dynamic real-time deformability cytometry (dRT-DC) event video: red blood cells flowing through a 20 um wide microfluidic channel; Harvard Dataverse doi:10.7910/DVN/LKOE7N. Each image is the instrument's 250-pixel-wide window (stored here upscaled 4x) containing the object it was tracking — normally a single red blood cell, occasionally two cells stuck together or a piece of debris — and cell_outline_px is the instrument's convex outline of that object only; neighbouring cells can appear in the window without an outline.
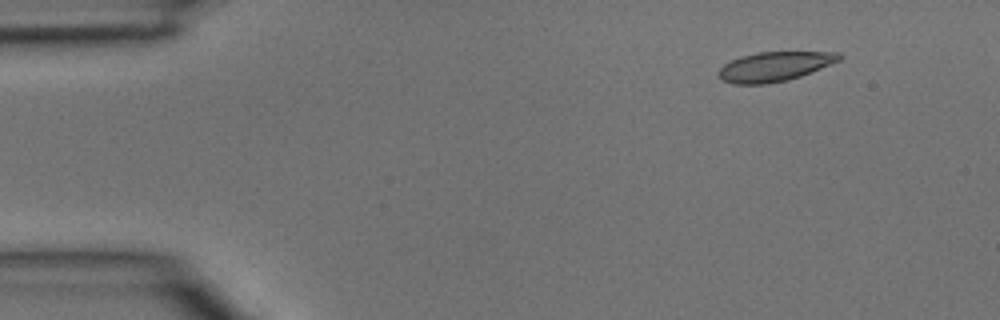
{"species": "common noctule bat (a hibernating species)", "species_latin": "Nyctalus noctula", "temperature_condition": "room temperature", "stored_images_in_passage": 3, "camera_frame_rate_fps": 3000, "um_per_image_px": 0.085, "animal": {"sex": "male", "body_mass_g": 15.6}, "frame": {"image": 1, "passage_image": 1, "time_ms": 0.0, "image_size_px": [1000, 320], "cell_outline_px": [[844, 56], [840, 60], [800, 76], [788, 80], [768, 84], [732, 84], [720, 80], [716, 72], [724, 64], [732, 60], [756, 52], [840, 52]], "centroid_in_image_um": [65.81, 5.66], "position_along_channel_um": 19.2, "area_um2": 20.75}}
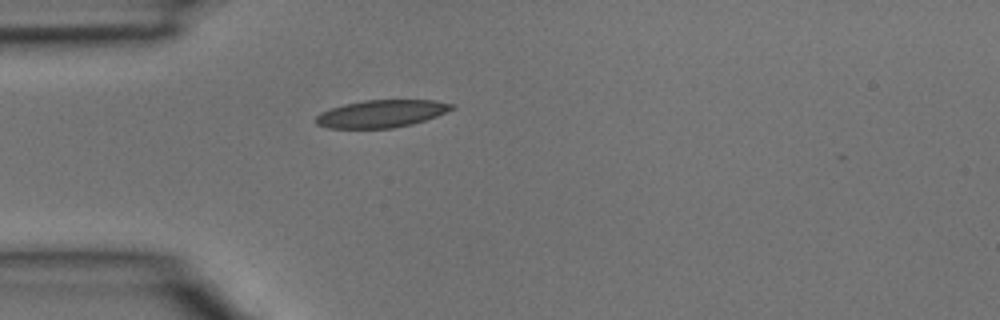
{"frame": {"image": 2, "passage_image": 3, "time_ms": 0.667, "image_size_px": [1000, 320], "cell_outline_px": [[456, 108], [436, 116], [412, 124], [392, 128], [328, 128], [316, 124], [316, 116], [320, 112], [344, 104], [364, 100], [436, 100], [456, 104]], "centroid_in_image_um": [32.45, 9.65], "position_along_channel_um": 52.6, "area_um2": 21.79}}